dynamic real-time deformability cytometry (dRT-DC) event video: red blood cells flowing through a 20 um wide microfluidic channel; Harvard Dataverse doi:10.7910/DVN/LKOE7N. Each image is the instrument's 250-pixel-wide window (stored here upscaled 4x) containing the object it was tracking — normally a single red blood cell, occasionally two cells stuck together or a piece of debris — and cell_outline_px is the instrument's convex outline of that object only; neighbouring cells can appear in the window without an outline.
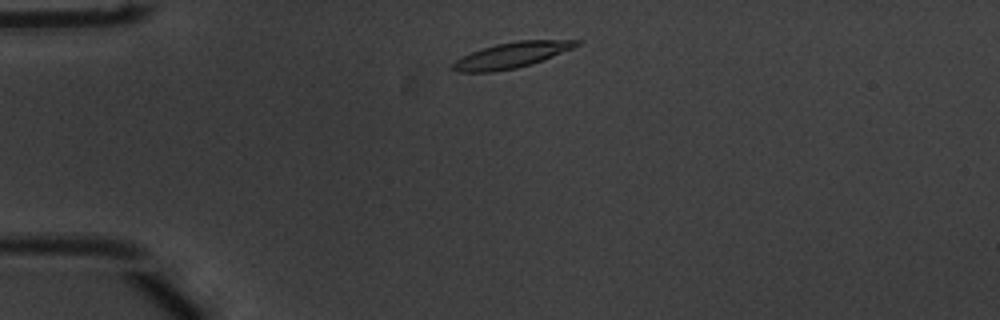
{"species": "common noctule bat (a hibernating species)", "species_latin": "Nyctalus noctula", "temperature_condition": "warm", "stored_images_in_passage": 41, "camera_frame_rate_fps": 3000, "um_per_image_px": 0.085, "animal": {"sex": "male", "body_mass_g": 20.1, "forearm_length_mm": 53.5}, "frame": {"image": 1, "passage_image": 1, "time_ms": 0.0, "image_size_px": [1000, 320], "cell_outline_px": [[584, 40], [580, 44], [572, 48], [532, 64], [516, 68], [496, 72], [456, 72], [448, 68], [456, 60], [472, 52], [496, 44], [516, 40]], "centroid_in_image_um": [43.45, 4.7], "position_along_channel_um": 41.5, "area_um2": 18.44}}
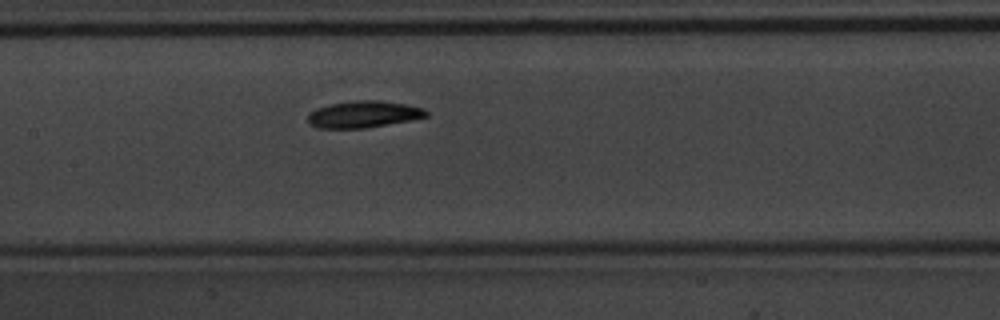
{"frame": {"image": 2, "passage_image": 14, "time_ms": 4.333, "image_size_px": [1000, 320], "cell_outline_px": [[428, 116], [408, 120], [364, 128], [316, 128], [308, 124], [308, 112], [316, 108], [332, 104], [356, 100], [380, 100], [408, 104], [424, 108], [428, 112]], "centroid_in_image_um": [30.87, 9.71], "position_along_channel_um": 176.5, "area_um2": 18.44}}
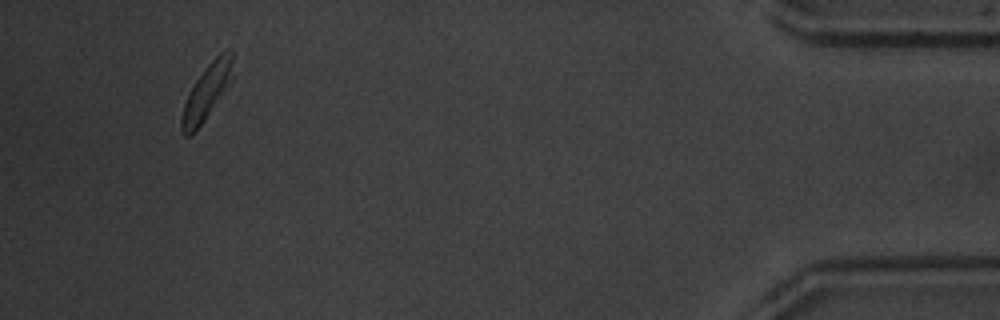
{"frame": {"image": 3, "passage_image": 38, "time_ms": 12.333, "image_size_px": [1000, 320], "cell_outline_px": [[232, 80], [204, 120], [192, 136], [184, 136], [180, 132], [180, 116], [184, 104], [196, 80], [204, 68], [220, 52], [228, 48], [232, 48]], "centroid_in_image_um": [17.55, 7.83], "position_along_channel_um": 417.7, "area_um2": 16.42}, "authors_computed_cell_mechanics": {"area_um2": 17.8024, "velocity_mm_per_s": 3.8377, "shape_relaxation_time_tau1_ms": 1.7676, "shape_relaxation_time_tau2_ms": 3.2089, "deformation_change_tau1": 0.1334, "deformation_change_tau2": 0.0918}}